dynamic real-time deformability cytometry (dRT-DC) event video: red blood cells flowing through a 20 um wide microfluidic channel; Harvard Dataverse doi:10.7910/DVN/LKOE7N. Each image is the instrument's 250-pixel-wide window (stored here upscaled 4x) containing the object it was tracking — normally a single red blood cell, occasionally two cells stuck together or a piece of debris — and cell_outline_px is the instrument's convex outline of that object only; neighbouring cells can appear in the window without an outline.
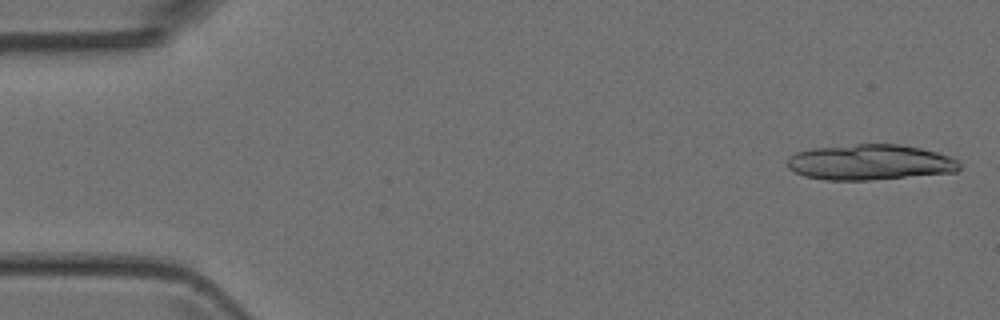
{"species": "Egyptian fruit bat (a non-hibernating species)", "species_latin": "Rousettus aegyptiacus", "temperature_condition": "room temperature", "stored_images_in_passage": 15, "camera_frame_rate_fps": 3000, "um_per_image_px": 0.085, "animal": {"sex": "female"}, "frame": {"image": 1, "passage_image": 1, "time_ms": 0.0, "image_size_px": [1000, 320], "cell_outline_px": [[960, 168], [956, 172], [868, 180], [824, 180], [804, 176], [788, 168], [788, 156], [796, 152], [812, 148], [856, 144], [900, 144], [920, 148], [936, 152], [948, 156], [956, 160], [960, 164]], "centroid_in_image_um": [73.92, 13.79], "position_along_channel_um": 11.1, "area_um2": 35.6}}